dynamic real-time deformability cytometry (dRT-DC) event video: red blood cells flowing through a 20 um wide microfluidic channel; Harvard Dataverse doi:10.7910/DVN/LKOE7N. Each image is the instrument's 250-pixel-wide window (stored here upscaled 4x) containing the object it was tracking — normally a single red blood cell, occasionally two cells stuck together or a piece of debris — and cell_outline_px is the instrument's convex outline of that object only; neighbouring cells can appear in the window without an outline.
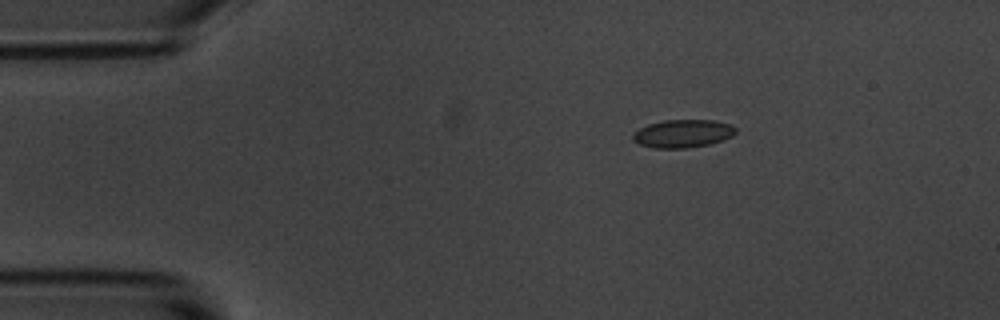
{"species": "common noctule bat (a hibernating species)", "species_latin": "Nyctalus noctula", "temperature_condition": "room temperature", "stored_images_in_passage": 47, "camera_frame_rate_fps": 3000, "um_per_image_px": 0.085, "animal": {"sex": "male", "body_mass_g": 20.1, "forearm_length_mm": 53.5}, "frame": {"image": 1, "passage_image": 1, "time_ms": 0.0, "image_size_px": [1000, 320], "cell_outline_px": [[736, 132], [732, 136], [724, 140], [708, 144], [688, 148], [652, 148], [640, 144], [632, 140], [632, 132], [648, 124], [664, 120], [712, 120], [732, 124], [736, 128]], "centroid_in_image_um": [58.03, 11.35], "position_along_channel_um": 27.0, "area_um2": 16.94}}
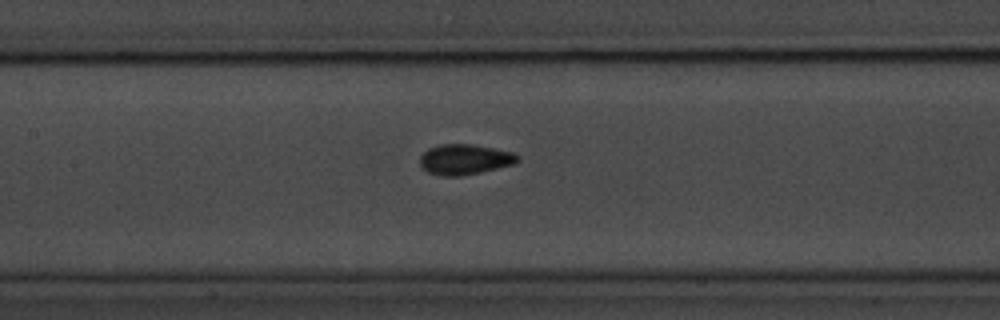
{"frame": {"image": 2, "passage_image": 17, "time_ms": 5.333, "image_size_px": [1000, 320], "cell_outline_px": [[520, 160], [516, 164], [480, 172], [460, 176], [444, 176], [428, 172], [420, 164], [420, 156], [428, 148], [440, 144], [472, 144], [512, 152], [520, 156]], "centroid_in_image_um": [39.52, 13.54], "position_along_channel_um": 167.9, "area_um2": 17.28}}
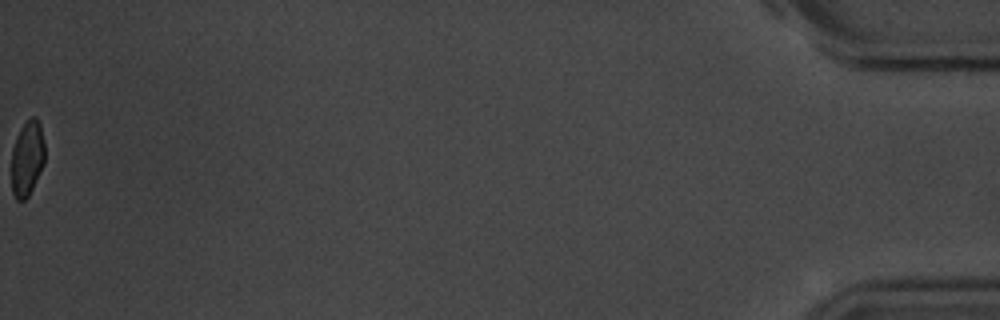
{"frame": {"image": 3, "passage_image": 47, "time_ms": 15.333, "image_size_px": [1000, 320], "cell_outline_px": [[44, 164], [28, 196], [24, 200], [16, 200], [12, 192], [12, 148], [20, 128], [32, 116], [36, 116], [40, 124], [44, 144]], "centroid_in_image_um": [2.31, 13.45], "position_along_channel_um": 432.9, "area_um2": 14.51}, "authors_computed_cell_mechanics": {"area_um2": 16.473, "velocity_mm_per_s": 3.6785, "shape_relaxation_time_tau1_ms": 2.6441, "shape_relaxation_time_tau2_ms": null, "deformation_change_tau1": 0.1079, "deformation_change_tau2": null}}